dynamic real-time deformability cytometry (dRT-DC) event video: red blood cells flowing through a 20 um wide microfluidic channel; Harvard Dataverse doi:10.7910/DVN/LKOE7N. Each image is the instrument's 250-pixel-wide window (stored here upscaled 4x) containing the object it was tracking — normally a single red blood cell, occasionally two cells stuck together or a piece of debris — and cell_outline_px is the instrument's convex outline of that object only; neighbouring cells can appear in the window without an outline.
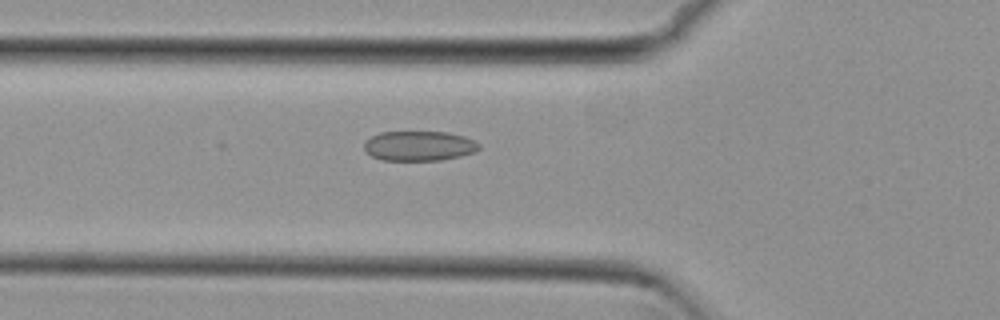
{"species": "common noctule bat (a hibernating species)", "species_latin": "Nyctalus noctula", "temperature_condition": "cold", "stored_images_in_passage": 35, "camera_frame_rate_fps": 3000, "um_per_image_px": 0.085, "animal": {"sex": "female", "body_mass_g": 29.2, "forearm_length_mm": 56.3}, "frame": {"image": 1, "passage_image": 11, "time_ms": 3.333, "image_size_px": [1000, 320], "cell_outline_px": [[480, 148], [476, 152], [460, 156], [440, 160], [380, 160], [364, 152], [364, 140], [380, 132], [448, 132], [464, 136], [480, 144]], "centroid_in_image_um": [35.6, 12.4], "position_along_channel_um": 90.2, "area_um2": 20.11}}
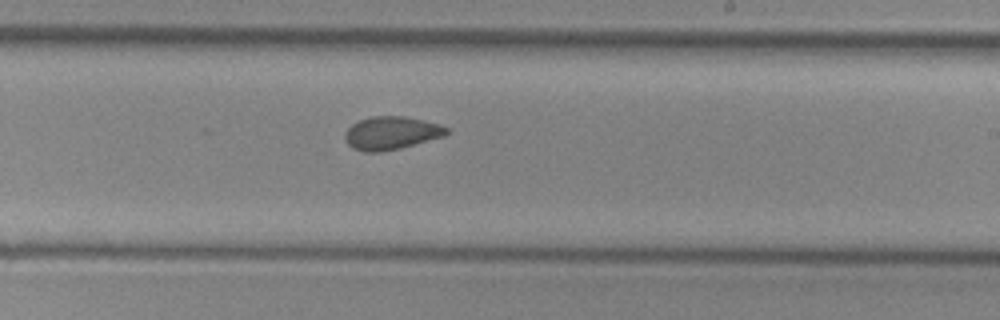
{"frame": {"image": 2, "passage_image": 24, "time_ms": 7.667, "image_size_px": [1000, 320], "cell_outline_px": [[448, 132], [444, 136], [400, 148], [380, 152], [364, 152], [352, 148], [344, 140], [344, 132], [352, 124], [360, 120], [372, 116], [404, 116], [424, 120], [440, 124], [448, 128]], "centroid_in_image_um": [33.23, 11.31], "position_along_channel_um": 255.8, "area_um2": 19.65}}
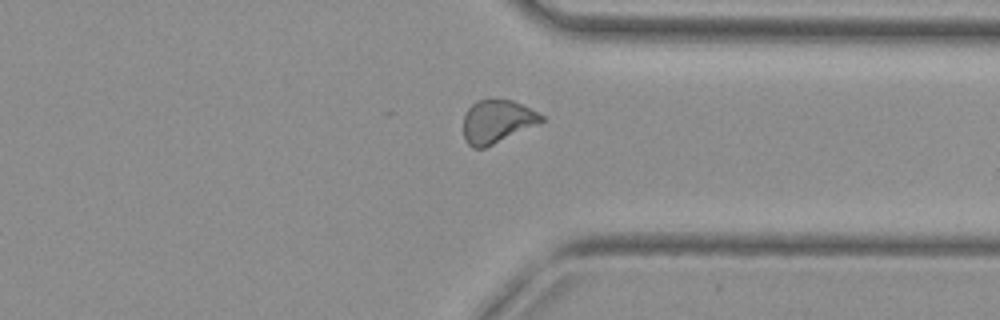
{"frame": {"image": 3, "passage_image": 33, "time_ms": 10.667, "image_size_px": [1000, 320], "cell_outline_px": [[544, 120], [540, 124], [484, 148], [472, 148], [464, 140], [464, 112], [476, 100], [512, 100], [544, 116]], "centroid_in_image_um": [42.23, 10.34], "position_along_channel_um": 369.2, "area_um2": 19.54}, "authors_computed_cell_mechanics": {"area_um2": 19.7676, "velocity_mm_per_s": 3.8135, "shape_relaxation_time_tau1_ms": 8.0418, "shape_relaxation_time_tau2_ms": 1.7684, "deformation_change_tau1": 0.1304, "deformation_change_tau2": 0.0666}}